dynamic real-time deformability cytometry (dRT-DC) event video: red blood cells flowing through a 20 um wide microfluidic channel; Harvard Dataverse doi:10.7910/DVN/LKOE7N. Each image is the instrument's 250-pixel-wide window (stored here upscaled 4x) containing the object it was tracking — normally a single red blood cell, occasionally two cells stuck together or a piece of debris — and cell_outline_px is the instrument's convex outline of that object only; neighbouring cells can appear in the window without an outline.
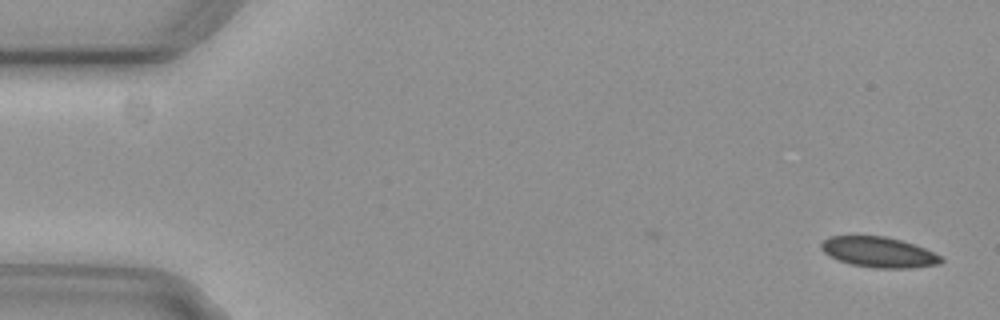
{"species": "common noctule bat (a hibernating species)", "species_latin": "Nyctalus noctula", "temperature_condition": "cold", "stored_images_in_passage": 3, "camera_frame_rate_fps": 3000, "um_per_image_px": 0.085, "animal": {"sex": "female", "body_mass_g": 29.2, "forearm_length_mm": 56.3}, "frame": {"image": 1, "passage_image": 3, "time_ms": 0.667, "image_size_px": [1000, 320], "cell_outline_px": [[944, 260], [940, 264], [912, 268], [872, 268], [848, 264], [828, 256], [820, 248], [820, 244], [828, 236], [884, 236], [900, 240], [924, 248], [940, 256]], "centroid_in_image_um": [74.65, 21.45], "position_along_channel_um": 10.3, "area_um2": 21.33}}